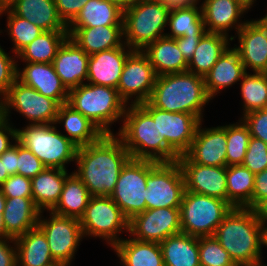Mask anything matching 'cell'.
Returning a JSON list of instances; mask_svg holds the SVG:
<instances>
[{"label": "cell", "instance_id": "1", "mask_svg": "<svg viewBox=\"0 0 267 266\" xmlns=\"http://www.w3.org/2000/svg\"><path fill=\"white\" fill-rule=\"evenodd\" d=\"M131 159L116 134H104L97 142L78 147L76 176L91 196H110L122 168Z\"/></svg>", "mask_w": 267, "mask_h": 266}, {"label": "cell", "instance_id": "2", "mask_svg": "<svg viewBox=\"0 0 267 266\" xmlns=\"http://www.w3.org/2000/svg\"><path fill=\"white\" fill-rule=\"evenodd\" d=\"M213 236L237 266H254L262 259L263 225L256 210L233 207Z\"/></svg>", "mask_w": 267, "mask_h": 266}, {"label": "cell", "instance_id": "3", "mask_svg": "<svg viewBox=\"0 0 267 266\" xmlns=\"http://www.w3.org/2000/svg\"><path fill=\"white\" fill-rule=\"evenodd\" d=\"M210 100L204 77L187 71L157 76L148 101L161 110L190 113L203 121L202 112Z\"/></svg>", "mask_w": 267, "mask_h": 266}, {"label": "cell", "instance_id": "4", "mask_svg": "<svg viewBox=\"0 0 267 266\" xmlns=\"http://www.w3.org/2000/svg\"><path fill=\"white\" fill-rule=\"evenodd\" d=\"M116 135L132 159L168 162V142L159 136L157 119H153L140 105H127Z\"/></svg>", "mask_w": 267, "mask_h": 266}, {"label": "cell", "instance_id": "5", "mask_svg": "<svg viewBox=\"0 0 267 266\" xmlns=\"http://www.w3.org/2000/svg\"><path fill=\"white\" fill-rule=\"evenodd\" d=\"M67 104L88 118L104 134H114L110 128L114 122H123L127 107L117 89L87 82L69 90Z\"/></svg>", "mask_w": 267, "mask_h": 266}, {"label": "cell", "instance_id": "6", "mask_svg": "<svg viewBox=\"0 0 267 266\" xmlns=\"http://www.w3.org/2000/svg\"><path fill=\"white\" fill-rule=\"evenodd\" d=\"M171 6L162 0L133 3L123 12L124 43L142 51L148 44L165 36Z\"/></svg>", "mask_w": 267, "mask_h": 266}, {"label": "cell", "instance_id": "7", "mask_svg": "<svg viewBox=\"0 0 267 266\" xmlns=\"http://www.w3.org/2000/svg\"><path fill=\"white\" fill-rule=\"evenodd\" d=\"M56 124L26 125L17 128V141L29 149L46 167L66 169L76 161L78 146L57 130Z\"/></svg>", "mask_w": 267, "mask_h": 266}, {"label": "cell", "instance_id": "8", "mask_svg": "<svg viewBox=\"0 0 267 266\" xmlns=\"http://www.w3.org/2000/svg\"><path fill=\"white\" fill-rule=\"evenodd\" d=\"M232 208L225 200L185 191L180 205L181 233L213 236Z\"/></svg>", "mask_w": 267, "mask_h": 266}, {"label": "cell", "instance_id": "9", "mask_svg": "<svg viewBox=\"0 0 267 266\" xmlns=\"http://www.w3.org/2000/svg\"><path fill=\"white\" fill-rule=\"evenodd\" d=\"M79 222L84 237H99L111 249L123 239L119 235L129 231V219L110 196H92Z\"/></svg>", "mask_w": 267, "mask_h": 266}, {"label": "cell", "instance_id": "10", "mask_svg": "<svg viewBox=\"0 0 267 266\" xmlns=\"http://www.w3.org/2000/svg\"><path fill=\"white\" fill-rule=\"evenodd\" d=\"M158 163L131 158L122 168L110 198L129 220L146 210V179Z\"/></svg>", "mask_w": 267, "mask_h": 266}, {"label": "cell", "instance_id": "11", "mask_svg": "<svg viewBox=\"0 0 267 266\" xmlns=\"http://www.w3.org/2000/svg\"><path fill=\"white\" fill-rule=\"evenodd\" d=\"M153 119H157L159 136L168 142V162L185 155L195 138L201 120L190 114L168 112L154 107L149 101L139 104Z\"/></svg>", "mask_w": 267, "mask_h": 266}, {"label": "cell", "instance_id": "12", "mask_svg": "<svg viewBox=\"0 0 267 266\" xmlns=\"http://www.w3.org/2000/svg\"><path fill=\"white\" fill-rule=\"evenodd\" d=\"M5 119L10 121L13 109L34 124H55L60 104L16 79L2 97ZM11 109V110H10Z\"/></svg>", "mask_w": 267, "mask_h": 266}, {"label": "cell", "instance_id": "13", "mask_svg": "<svg viewBox=\"0 0 267 266\" xmlns=\"http://www.w3.org/2000/svg\"><path fill=\"white\" fill-rule=\"evenodd\" d=\"M146 185V209L180 208L185 181L178 161L159 162L148 173Z\"/></svg>", "mask_w": 267, "mask_h": 266}, {"label": "cell", "instance_id": "14", "mask_svg": "<svg viewBox=\"0 0 267 266\" xmlns=\"http://www.w3.org/2000/svg\"><path fill=\"white\" fill-rule=\"evenodd\" d=\"M49 212V218L45 219L40 212L37 226L45 234L53 259L58 264L71 265L75 252L84 238L78 218L60 216Z\"/></svg>", "mask_w": 267, "mask_h": 266}, {"label": "cell", "instance_id": "15", "mask_svg": "<svg viewBox=\"0 0 267 266\" xmlns=\"http://www.w3.org/2000/svg\"><path fill=\"white\" fill-rule=\"evenodd\" d=\"M156 78L157 75L148 57L142 51L134 50L125 61L117 86L118 94L127 105L147 102L151 97Z\"/></svg>", "mask_w": 267, "mask_h": 266}, {"label": "cell", "instance_id": "16", "mask_svg": "<svg viewBox=\"0 0 267 266\" xmlns=\"http://www.w3.org/2000/svg\"><path fill=\"white\" fill-rule=\"evenodd\" d=\"M181 233L180 208L146 209L129 220L128 236L139 241L162 242Z\"/></svg>", "mask_w": 267, "mask_h": 266}, {"label": "cell", "instance_id": "17", "mask_svg": "<svg viewBox=\"0 0 267 266\" xmlns=\"http://www.w3.org/2000/svg\"><path fill=\"white\" fill-rule=\"evenodd\" d=\"M185 181V191L227 201V167L193 163L186 155L177 159Z\"/></svg>", "mask_w": 267, "mask_h": 266}, {"label": "cell", "instance_id": "18", "mask_svg": "<svg viewBox=\"0 0 267 266\" xmlns=\"http://www.w3.org/2000/svg\"><path fill=\"white\" fill-rule=\"evenodd\" d=\"M238 36V38H237ZM238 39L239 45L234 47L237 50L245 71L252 69L253 72L263 73L267 67V22L260 19L247 20L246 24L237 32V35L230 36ZM249 68V69H248Z\"/></svg>", "mask_w": 267, "mask_h": 266}, {"label": "cell", "instance_id": "19", "mask_svg": "<svg viewBox=\"0 0 267 266\" xmlns=\"http://www.w3.org/2000/svg\"><path fill=\"white\" fill-rule=\"evenodd\" d=\"M200 122L189 151L185 154L193 163L226 166V125L203 128Z\"/></svg>", "mask_w": 267, "mask_h": 266}, {"label": "cell", "instance_id": "20", "mask_svg": "<svg viewBox=\"0 0 267 266\" xmlns=\"http://www.w3.org/2000/svg\"><path fill=\"white\" fill-rule=\"evenodd\" d=\"M133 51L124 43L121 47L89 55L86 82L117 89L125 61Z\"/></svg>", "mask_w": 267, "mask_h": 266}, {"label": "cell", "instance_id": "21", "mask_svg": "<svg viewBox=\"0 0 267 266\" xmlns=\"http://www.w3.org/2000/svg\"><path fill=\"white\" fill-rule=\"evenodd\" d=\"M201 4L207 32L229 37V30L234 28L237 34L247 22V20L242 22L240 18L244 13H248L249 9L238 0H204Z\"/></svg>", "mask_w": 267, "mask_h": 266}, {"label": "cell", "instance_id": "22", "mask_svg": "<svg viewBox=\"0 0 267 266\" xmlns=\"http://www.w3.org/2000/svg\"><path fill=\"white\" fill-rule=\"evenodd\" d=\"M88 60L89 55L70 37L58 49L52 64L68 91L86 83Z\"/></svg>", "mask_w": 267, "mask_h": 266}, {"label": "cell", "instance_id": "23", "mask_svg": "<svg viewBox=\"0 0 267 266\" xmlns=\"http://www.w3.org/2000/svg\"><path fill=\"white\" fill-rule=\"evenodd\" d=\"M24 63V68L21 70L18 67L17 70L20 82L56 100L60 105L67 103L69 91L62 84L52 63Z\"/></svg>", "mask_w": 267, "mask_h": 266}, {"label": "cell", "instance_id": "24", "mask_svg": "<svg viewBox=\"0 0 267 266\" xmlns=\"http://www.w3.org/2000/svg\"><path fill=\"white\" fill-rule=\"evenodd\" d=\"M245 73L237 50L229 46L204 76L207 95L211 99L215 98L221 90L240 82Z\"/></svg>", "mask_w": 267, "mask_h": 266}, {"label": "cell", "instance_id": "25", "mask_svg": "<svg viewBox=\"0 0 267 266\" xmlns=\"http://www.w3.org/2000/svg\"><path fill=\"white\" fill-rule=\"evenodd\" d=\"M68 34L87 55L124 44L123 26L68 27Z\"/></svg>", "mask_w": 267, "mask_h": 266}, {"label": "cell", "instance_id": "26", "mask_svg": "<svg viewBox=\"0 0 267 266\" xmlns=\"http://www.w3.org/2000/svg\"><path fill=\"white\" fill-rule=\"evenodd\" d=\"M7 6L43 31H68L58 15L55 0H13Z\"/></svg>", "mask_w": 267, "mask_h": 266}, {"label": "cell", "instance_id": "27", "mask_svg": "<svg viewBox=\"0 0 267 266\" xmlns=\"http://www.w3.org/2000/svg\"><path fill=\"white\" fill-rule=\"evenodd\" d=\"M142 52L148 57L157 76L187 72L188 62L174 38L160 37L148 44Z\"/></svg>", "mask_w": 267, "mask_h": 266}, {"label": "cell", "instance_id": "28", "mask_svg": "<svg viewBox=\"0 0 267 266\" xmlns=\"http://www.w3.org/2000/svg\"><path fill=\"white\" fill-rule=\"evenodd\" d=\"M15 240L17 266H55L58 264L52 257L47 238L36 226Z\"/></svg>", "mask_w": 267, "mask_h": 266}, {"label": "cell", "instance_id": "29", "mask_svg": "<svg viewBox=\"0 0 267 266\" xmlns=\"http://www.w3.org/2000/svg\"><path fill=\"white\" fill-rule=\"evenodd\" d=\"M40 212L32 198H6L3 211L6 233L15 239L35 228L38 224Z\"/></svg>", "mask_w": 267, "mask_h": 266}, {"label": "cell", "instance_id": "30", "mask_svg": "<svg viewBox=\"0 0 267 266\" xmlns=\"http://www.w3.org/2000/svg\"><path fill=\"white\" fill-rule=\"evenodd\" d=\"M68 175L67 170L46 167L31 179L32 200L40 211H50L57 204Z\"/></svg>", "mask_w": 267, "mask_h": 266}, {"label": "cell", "instance_id": "31", "mask_svg": "<svg viewBox=\"0 0 267 266\" xmlns=\"http://www.w3.org/2000/svg\"><path fill=\"white\" fill-rule=\"evenodd\" d=\"M55 124H63V130L67 132L63 135L78 147L95 143L104 135L94 123L67 103L60 105Z\"/></svg>", "mask_w": 267, "mask_h": 266}, {"label": "cell", "instance_id": "32", "mask_svg": "<svg viewBox=\"0 0 267 266\" xmlns=\"http://www.w3.org/2000/svg\"><path fill=\"white\" fill-rule=\"evenodd\" d=\"M123 266H164L158 242L124 238L112 248Z\"/></svg>", "mask_w": 267, "mask_h": 266}, {"label": "cell", "instance_id": "33", "mask_svg": "<svg viewBox=\"0 0 267 266\" xmlns=\"http://www.w3.org/2000/svg\"><path fill=\"white\" fill-rule=\"evenodd\" d=\"M230 41L225 35L206 32L188 62L187 71L204 77L230 46Z\"/></svg>", "mask_w": 267, "mask_h": 266}, {"label": "cell", "instance_id": "34", "mask_svg": "<svg viewBox=\"0 0 267 266\" xmlns=\"http://www.w3.org/2000/svg\"><path fill=\"white\" fill-rule=\"evenodd\" d=\"M159 244L164 266H200L199 237L179 233Z\"/></svg>", "mask_w": 267, "mask_h": 266}, {"label": "cell", "instance_id": "35", "mask_svg": "<svg viewBox=\"0 0 267 266\" xmlns=\"http://www.w3.org/2000/svg\"><path fill=\"white\" fill-rule=\"evenodd\" d=\"M199 3L171 6L167 22L171 32L165 33V36L174 39L181 36H203L207 31Z\"/></svg>", "mask_w": 267, "mask_h": 266}, {"label": "cell", "instance_id": "36", "mask_svg": "<svg viewBox=\"0 0 267 266\" xmlns=\"http://www.w3.org/2000/svg\"><path fill=\"white\" fill-rule=\"evenodd\" d=\"M91 197L84 183L72 172L66 177L60 198L50 211L80 219Z\"/></svg>", "mask_w": 267, "mask_h": 266}, {"label": "cell", "instance_id": "37", "mask_svg": "<svg viewBox=\"0 0 267 266\" xmlns=\"http://www.w3.org/2000/svg\"><path fill=\"white\" fill-rule=\"evenodd\" d=\"M123 26V11L107 0H89L68 27Z\"/></svg>", "mask_w": 267, "mask_h": 266}, {"label": "cell", "instance_id": "38", "mask_svg": "<svg viewBox=\"0 0 267 266\" xmlns=\"http://www.w3.org/2000/svg\"><path fill=\"white\" fill-rule=\"evenodd\" d=\"M68 37V31H43L16 56L28 63H53L58 49Z\"/></svg>", "mask_w": 267, "mask_h": 266}, {"label": "cell", "instance_id": "39", "mask_svg": "<svg viewBox=\"0 0 267 266\" xmlns=\"http://www.w3.org/2000/svg\"><path fill=\"white\" fill-rule=\"evenodd\" d=\"M227 202L236 208L252 209L255 174L243 165L227 166Z\"/></svg>", "mask_w": 267, "mask_h": 266}, {"label": "cell", "instance_id": "40", "mask_svg": "<svg viewBox=\"0 0 267 266\" xmlns=\"http://www.w3.org/2000/svg\"><path fill=\"white\" fill-rule=\"evenodd\" d=\"M7 15V33L13 42L12 53L17 55L23 48L29 45L43 30L32 24L27 19L17 16L8 6L0 8V17Z\"/></svg>", "mask_w": 267, "mask_h": 266}, {"label": "cell", "instance_id": "41", "mask_svg": "<svg viewBox=\"0 0 267 266\" xmlns=\"http://www.w3.org/2000/svg\"><path fill=\"white\" fill-rule=\"evenodd\" d=\"M240 90L243 100V115L246 113L264 109L267 98V75L264 73L253 74L246 72L240 81Z\"/></svg>", "mask_w": 267, "mask_h": 266}, {"label": "cell", "instance_id": "42", "mask_svg": "<svg viewBox=\"0 0 267 266\" xmlns=\"http://www.w3.org/2000/svg\"><path fill=\"white\" fill-rule=\"evenodd\" d=\"M226 167L242 165L251 138L249 128L240 118L238 122L226 125Z\"/></svg>", "mask_w": 267, "mask_h": 266}, {"label": "cell", "instance_id": "43", "mask_svg": "<svg viewBox=\"0 0 267 266\" xmlns=\"http://www.w3.org/2000/svg\"><path fill=\"white\" fill-rule=\"evenodd\" d=\"M200 266H237L214 236L199 237Z\"/></svg>", "mask_w": 267, "mask_h": 266}, {"label": "cell", "instance_id": "44", "mask_svg": "<svg viewBox=\"0 0 267 266\" xmlns=\"http://www.w3.org/2000/svg\"><path fill=\"white\" fill-rule=\"evenodd\" d=\"M242 165L254 174L267 169V144L251 137Z\"/></svg>", "mask_w": 267, "mask_h": 266}, {"label": "cell", "instance_id": "45", "mask_svg": "<svg viewBox=\"0 0 267 266\" xmlns=\"http://www.w3.org/2000/svg\"><path fill=\"white\" fill-rule=\"evenodd\" d=\"M14 56V57H13ZM16 55L9 56L0 45V97L2 98L17 79Z\"/></svg>", "mask_w": 267, "mask_h": 266}, {"label": "cell", "instance_id": "46", "mask_svg": "<svg viewBox=\"0 0 267 266\" xmlns=\"http://www.w3.org/2000/svg\"><path fill=\"white\" fill-rule=\"evenodd\" d=\"M46 166L22 144L18 142L17 174L32 179Z\"/></svg>", "mask_w": 267, "mask_h": 266}, {"label": "cell", "instance_id": "47", "mask_svg": "<svg viewBox=\"0 0 267 266\" xmlns=\"http://www.w3.org/2000/svg\"><path fill=\"white\" fill-rule=\"evenodd\" d=\"M0 188L5 198H32L31 179L19 174L10 175Z\"/></svg>", "mask_w": 267, "mask_h": 266}, {"label": "cell", "instance_id": "48", "mask_svg": "<svg viewBox=\"0 0 267 266\" xmlns=\"http://www.w3.org/2000/svg\"><path fill=\"white\" fill-rule=\"evenodd\" d=\"M241 119L249 128L251 137L267 144V110L260 109L246 113Z\"/></svg>", "mask_w": 267, "mask_h": 266}, {"label": "cell", "instance_id": "49", "mask_svg": "<svg viewBox=\"0 0 267 266\" xmlns=\"http://www.w3.org/2000/svg\"><path fill=\"white\" fill-rule=\"evenodd\" d=\"M89 0H55L59 17L68 26Z\"/></svg>", "mask_w": 267, "mask_h": 266}, {"label": "cell", "instance_id": "50", "mask_svg": "<svg viewBox=\"0 0 267 266\" xmlns=\"http://www.w3.org/2000/svg\"><path fill=\"white\" fill-rule=\"evenodd\" d=\"M265 201H267V169L255 174L252 209L256 210Z\"/></svg>", "mask_w": 267, "mask_h": 266}, {"label": "cell", "instance_id": "51", "mask_svg": "<svg viewBox=\"0 0 267 266\" xmlns=\"http://www.w3.org/2000/svg\"><path fill=\"white\" fill-rule=\"evenodd\" d=\"M0 266H17V250L13 238H0Z\"/></svg>", "mask_w": 267, "mask_h": 266}, {"label": "cell", "instance_id": "52", "mask_svg": "<svg viewBox=\"0 0 267 266\" xmlns=\"http://www.w3.org/2000/svg\"><path fill=\"white\" fill-rule=\"evenodd\" d=\"M16 140L17 128L13 127L12 123L5 119L0 124V155L13 145Z\"/></svg>", "mask_w": 267, "mask_h": 266}, {"label": "cell", "instance_id": "53", "mask_svg": "<svg viewBox=\"0 0 267 266\" xmlns=\"http://www.w3.org/2000/svg\"><path fill=\"white\" fill-rule=\"evenodd\" d=\"M202 36H181L175 38L179 50L182 52L185 60L190 61L193 53Z\"/></svg>", "mask_w": 267, "mask_h": 266}, {"label": "cell", "instance_id": "54", "mask_svg": "<svg viewBox=\"0 0 267 266\" xmlns=\"http://www.w3.org/2000/svg\"><path fill=\"white\" fill-rule=\"evenodd\" d=\"M18 141L16 140L5 152L0 155L4 160L5 170L9 175L17 174Z\"/></svg>", "mask_w": 267, "mask_h": 266}, {"label": "cell", "instance_id": "55", "mask_svg": "<svg viewBox=\"0 0 267 266\" xmlns=\"http://www.w3.org/2000/svg\"><path fill=\"white\" fill-rule=\"evenodd\" d=\"M6 198L4 197L0 188V238H11L5 231L3 222V211L5 209Z\"/></svg>", "mask_w": 267, "mask_h": 266}, {"label": "cell", "instance_id": "56", "mask_svg": "<svg viewBox=\"0 0 267 266\" xmlns=\"http://www.w3.org/2000/svg\"><path fill=\"white\" fill-rule=\"evenodd\" d=\"M257 214L263 226L267 225V201L262 203L257 209Z\"/></svg>", "mask_w": 267, "mask_h": 266}, {"label": "cell", "instance_id": "57", "mask_svg": "<svg viewBox=\"0 0 267 266\" xmlns=\"http://www.w3.org/2000/svg\"><path fill=\"white\" fill-rule=\"evenodd\" d=\"M170 6L190 5L198 3L200 0H162Z\"/></svg>", "mask_w": 267, "mask_h": 266}, {"label": "cell", "instance_id": "58", "mask_svg": "<svg viewBox=\"0 0 267 266\" xmlns=\"http://www.w3.org/2000/svg\"><path fill=\"white\" fill-rule=\"evenodd\" d=\"M9 174L5 170L4 160L0 159V186L9 178Z\"/></svg>", "mask_w": 267, "mask_h": 266}, {"label": "cell", "instance_id": "59", "mask_svg": "<svg viewBox=\"0 0 267 266\" xmlns=\"http://www.w3.org/2000/svg\"><path fill=\"white\" fill-rule=\"evenodd\" d=\"M107 1L116 5L123 12L126 10V0H107Z\"/></svg>", "mask_w": 267, "mask_h": 266}, {"label": "cell", "instance_id": "60", "mask_svg": "<svg viewBox=\"0 0 267 266\" xmlns=\"http://www.w3.org/2000/svg\"><path fill=\"white\" fill-rule=\"evenodd\" d=\"M238 1L241 2L246 8L250 10V8L253 7V4H255L254 2L256 0H238Z\"/></svg>", "mask_w": 267, "mask_h": 266}, {"label": "cell", "instance_id": "61", "mask_svg": "<svg viewBox=\"0 0 267 266\" xmlns=\"http://www.w3.org/2000/svg\"><path fill=\"white\" fill-rule=\"evenodd\" d=\"M5 120L3 100L0 97V124Z\"/></svg>", "mask_w": 267, "mask_h": 266}, {"label": "cell", "instance_id": "62", "mask_svg": "<svg viewBox=\"0 0 267 266\" xmlns=\"http://www.w3.org/2000/svg\"><path fill=\"white\" fill-rule=\"evenodd\" d=\"M263 246L267 247V225L263 226Z\"/></svg>", "mask_w": 267, "mask_h": 266}, {"label": "cell", "instance_id": "63", "mask_svg": "<svg viewBox=\"0 0 267 266\" xmlns=\"http://www.w3.org/2000/svg\"><path fill=\"white\" fill-rule=\"evenodd\" d=\"M143 0H126V10L133 4L136 2H141Z\"/></svg>", "mask_w": 267, "mask_h": 266}, {"label": "cell", "instance_id": "64", "mask_svg": "<svg viewBox=\"0 0 267 266\" xmlns=\"http://www.w3.org/2000/svg\"><path fill=\"white\" fill-rule=\"evenodd\" d=\"M13 0H0V6L4 7L11 3Z\"/></svg>", "mask_w": 267, "mask_h": 266}, {"label": "cell", "instance_id": "65", "mask_svg": "<svg viewBox=\"0 0 267 266\" xmlns=\"http://www.w3.org/2000/svg\"><path fill=\"white\" fill-rule=\"evenodd\" d=\"M254 266H267L266 264H264V262L262 261V259L260 261H258Z\"/></svg>", "mask_w": 267, "mask_h": 266}, {"label": "cell", "instance_id": "66", "mask_svg": "<svg viewBox=\"0 0 267 266\" xmlns=\"http://www.w3.org/2000/svg\"><path fill=\"white\" fill-rule=\"evenodd\" d=\"M55 266H70V265H67V264H56Z\"/></svg>", "mask_w": 267, "mask_h": 266}, {"label": "cell", "instance_id": "67", "mask_svg": "<svg viewBox=\"0 0 267 266\" xmlns=\"http://www.w3.org/2000/svg\"><path fill=\"white\" fill-rule=\"evenodd\" d=\"M264 109L267 110V98H266V101H265Z\"/></svg>", "mask_w": 267, "mask_h": 266}, {"label": "cell", "instance_id": "68", "mask_svg": "<svg viewBox=\"0 0 267 266\" xmlns=\"http://www.w3.org/2000/svg\"><path fill=\"white\" fill-rule=\"evenodd\" d=\"M263 18L266 20V22H267V14L265 15V16H263Z\"/></svg>", "mask_w": 267, "mask_h": 266}, {"label": "cell", "instance_id": "69", "mask_svg": "<svg viewBox=\"0 0 267 266\" xmlns=\"http://www.w3.org/2000/svg\"><path fill=\"white\" fill-rule=\"evenodd\" d=\"M265 75H267V67H266V69H265V71L263 72Z\"/></svg>", "mask_w": 267, "mask_h": 266}]
</instances>
